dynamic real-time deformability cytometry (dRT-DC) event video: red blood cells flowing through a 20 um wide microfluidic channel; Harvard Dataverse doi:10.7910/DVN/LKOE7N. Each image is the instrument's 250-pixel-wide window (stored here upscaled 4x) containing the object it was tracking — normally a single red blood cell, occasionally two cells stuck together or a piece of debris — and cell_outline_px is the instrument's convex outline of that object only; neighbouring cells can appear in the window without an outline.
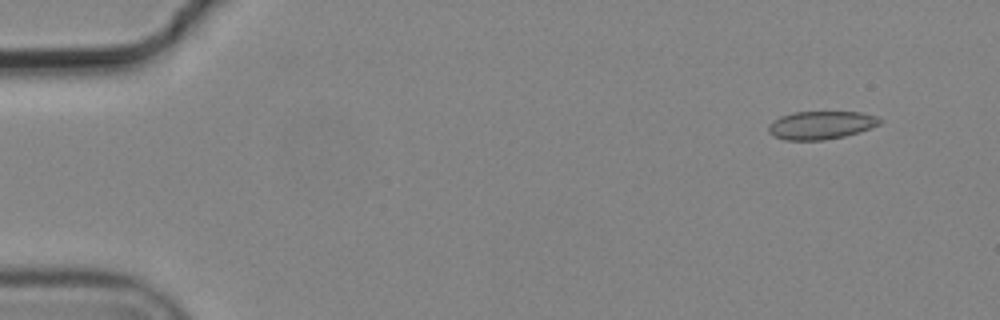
{"species": "common noctule bat (a hibernating species)", "species_latin": "Nyctalus noctula", "temperature_condition": "cold", "stored_images_in_passage": 5, "camera_frame_rate_fps": 3000, "um_per_image_px": 0.085, "animal": {"sex": "male", "body_mass_g": 19.2, "forearm_length_mm": 51.8}, "frame": {"image": 1, "passage_image": 2, "time_ms": 0.333, "image_size_px": [1000, 320], "cell_outline_px": [[884, 120], [880, 124], [872, 128], [860, 132], [844, 136], [824, 140], [784, 140], [772, 136], [768, 132], [768, 128], [780, 116], [792, 112], [860, 112], [880, 116]], "centroid_in_image_um": [69.85, 10.64], "position_along_channel_um": 15.2, "area_um2": 18.44}}